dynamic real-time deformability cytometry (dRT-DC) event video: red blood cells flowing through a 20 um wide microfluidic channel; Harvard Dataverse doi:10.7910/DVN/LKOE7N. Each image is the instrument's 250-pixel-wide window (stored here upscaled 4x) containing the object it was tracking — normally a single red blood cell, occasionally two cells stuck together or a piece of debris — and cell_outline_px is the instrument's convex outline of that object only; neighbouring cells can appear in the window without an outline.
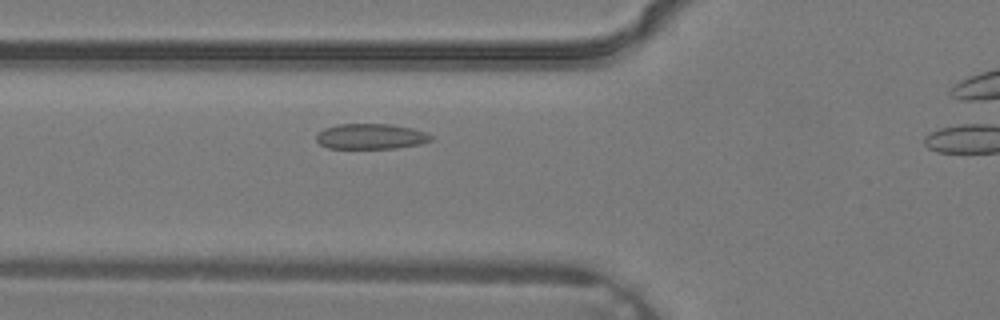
{"species": "common noctule bat (a hibernating species)", "species_latin": "Nyctalus noctula", "temperature_condition": "warm", "stored_images_in_passage": 7, "camera_frame_rate_fps": 3000, "um_per_image_px": 0.085, "animal": {"sex": "male", "body_mass_g": 19.2, "forearm_length_mm": 51.8}, "frame": {"image": 1, "passage_image": 6, "time_ms": 1.667, "image_size_px": [1000, 320], "cell_outline_px": [[432, 140], [420, 144], [396, 148], [328, 148], [320, 144], [316, 140], [316, 136], [324, 128], [336, 124], [388, 124], [412, 128], [424, 132], [432, 136]], "centroid_in_image_um": [31.5, 11.59], "position_along_channel_um": 94.3, "area_um2": 16.88}}